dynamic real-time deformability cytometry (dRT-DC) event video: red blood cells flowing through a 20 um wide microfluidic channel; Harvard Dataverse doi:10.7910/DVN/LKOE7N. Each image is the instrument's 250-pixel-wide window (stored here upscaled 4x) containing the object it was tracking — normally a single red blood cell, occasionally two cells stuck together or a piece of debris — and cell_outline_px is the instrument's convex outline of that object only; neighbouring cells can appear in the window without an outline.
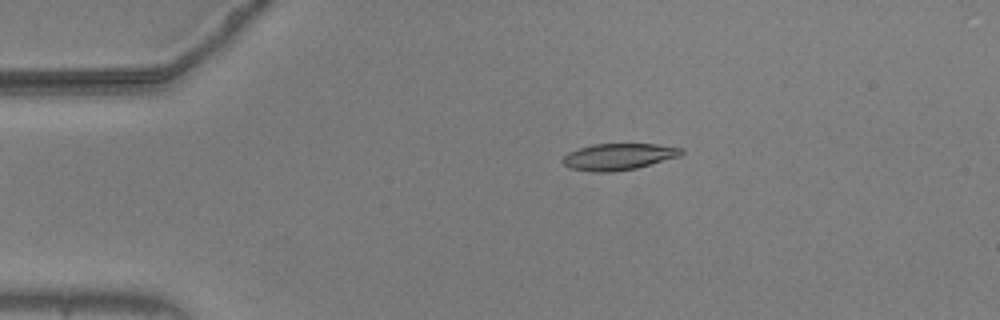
{"species": "common noctule bat (a hibernating species)", "species_latin": "Nyctalus noctula", "temperature_condition": "warm", "stored_images_in_passage": 55, "camera_frame_rate_fps": 3000, "um_per_image_px": 0.085, "animal": {"sex": "male", "body_mass_g": 20.5, "forearm_length_mm": 52.5}, "frame": {"image": 1, "passage_image": 11, "time_ms": 3.333, "image_size_px": [1000, 320], "cell_outline_px": [[684, 152], [680, 156], [636, 168], [612, 172], [592, 172], [568, 168], [560, 160], [568, 152], [592, 144], [656, 144], [684, 148]], "centroid_in_image_um": [52.56, 13.32], "position_along_channel_um": 32.4, "area_um2": 18.44}}
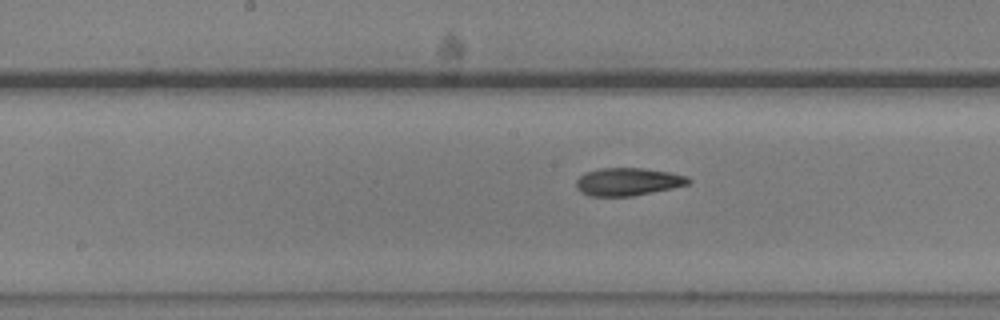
{"frame": {"image": 2, "passage_image": 28, "time_ms": 9.0, "image_size_px": [1000, 320], "cell_outline_px": [[692, 180], [688, 184], [672, 188], [632, 196], [588, 196], [580, 192], [576, 188], [576, 180], [584, 172], [600, 168], [644, 168], [668, 172], [688, 176]], "centroid_in_image_um": [53.34, 15.44], "position_along_channel_um": 194.9, "area_um2": 18.26}}
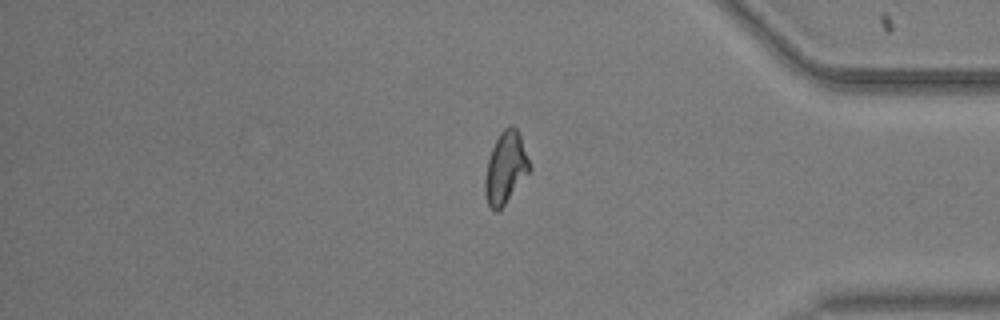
{"frame": {"image": 3, "passage_image": 46, "time_ms": 15.0, "image_size_px": [1000, 320], "cell_outline_px": [[532, 168], [504, 204], [496, 212], [488, 204], [484, 192], [484, 180], [488, 160], [492, 148], [500, 132], [508, 124], [512, 124], [516, 128], [520, 136]], "centroid_in_image_um": [42.97, 14.23], "position_along_channel_um": 392.2, "area_um2": 18.32}, "authors_computed_cell_mechanics": {"area_um2": 18.3226, "velocity_mm_per_s": 3.6696, "shape_relaxation_time_tau1_ms": null, "shape_relaxation_time_tau2_ms": 2.3036, "deformation_change_tau1": null, "deformation_change_tau2": 0.0989}}